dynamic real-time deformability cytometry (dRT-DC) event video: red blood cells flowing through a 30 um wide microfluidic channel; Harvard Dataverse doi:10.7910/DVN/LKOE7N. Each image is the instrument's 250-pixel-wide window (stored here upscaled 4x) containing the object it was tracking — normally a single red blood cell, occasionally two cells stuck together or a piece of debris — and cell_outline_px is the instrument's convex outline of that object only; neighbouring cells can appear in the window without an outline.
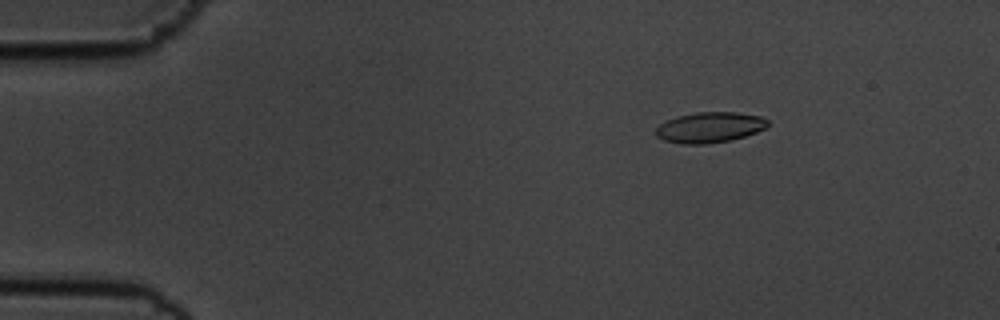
{"species": "common noctule bat (a hibernating species)", "species_latin": "Nyctalus noctula", "temperature_condition": "cold", "stored_images_in_passage": 57, "camera_frame_rate_fps": 3000, "um_per_image_px": 0.085, "animal": {"sex": "male", "body_mass_g": 19.5, "forearm_length_mm": 54.6}, "frame": {"image": 1, "passage_image": 9, "time_ms": 2.667, "image_size_px": [1000, 320], "cell_outline_px": [[768, 124], [764, 128], [756, 132], [732, 140], [708, 144], [684, 144], [664, 140], [656, 136], [656, 128], [660, 124], [676, 116], [696, 112], [736, 112], [760, 116], [768, 120]], "centroid_in_image_um": [60.31, 10.83], "position_along_channel_um": 24.7, "area_um2": 19.88}}
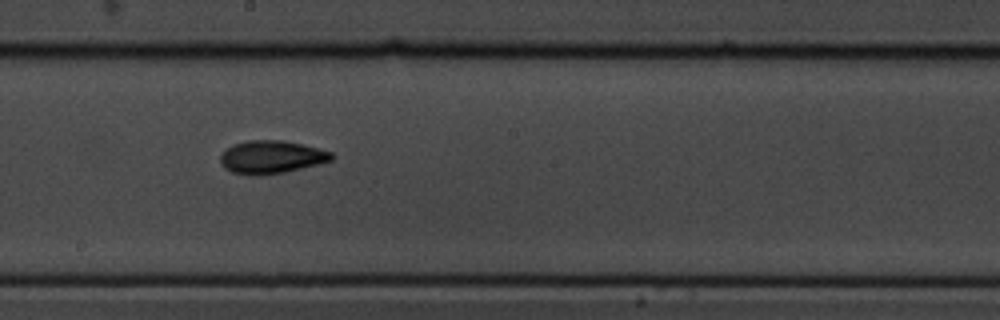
{"frame": {"image": 2, "passage_image": 32, "time_ms": 10.333, "image_size_px": [1000, 320], "cell_outline_px": [[332, 160], [284, 172], [260, 176], [252, 176], [232, 172], [224, 168], [220, 160], [220, 156], [228, 148], [236, 144], [248, 140], [284, 140], [332, 152]], "centroid_in_image_um": [23.03, 13.36], "position_along_channel_um": 225.2, "area_um2": 21.04}}
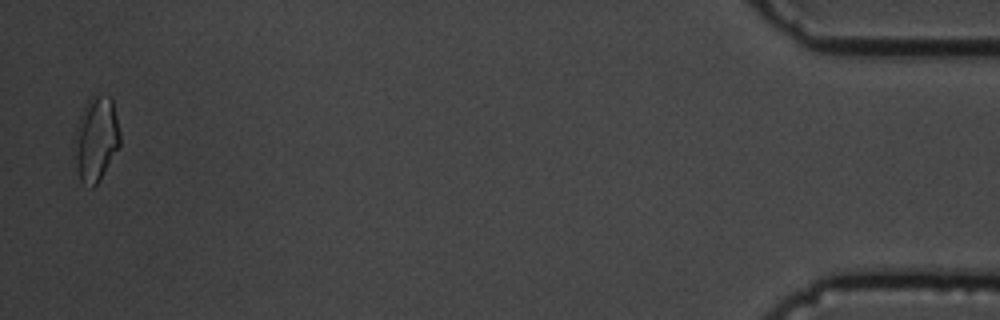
{"frame": {"image": 3, "passage_image": 56, "time_ms": 18.333, "image_size_px": [1000, 320], "cell_outline_px": [[120, 144], [96, 184], [92, 188], [80, 180], [76, 168], [72, 144], [76, 128], [80, 116], [88, 100], [92, 96], [108, 96], [112, 100], [120, 132]], "centroid_in_image_um": [8.13, 11.82], "position_along_channel_um": 427.1, "area_um2": 22.14}, "authors_computed_cell_mechanics": {"area_um2": 19.8832, "velocity_mm_per_s": 3.5723, "shape_relaxation_time_tau1_ms": 5.1232, "shape_relaxation_time_tau2_ms": 4.1332, "deformation_change_tau1": 0.1281, "deformation_change_tau2": 0.0886}}